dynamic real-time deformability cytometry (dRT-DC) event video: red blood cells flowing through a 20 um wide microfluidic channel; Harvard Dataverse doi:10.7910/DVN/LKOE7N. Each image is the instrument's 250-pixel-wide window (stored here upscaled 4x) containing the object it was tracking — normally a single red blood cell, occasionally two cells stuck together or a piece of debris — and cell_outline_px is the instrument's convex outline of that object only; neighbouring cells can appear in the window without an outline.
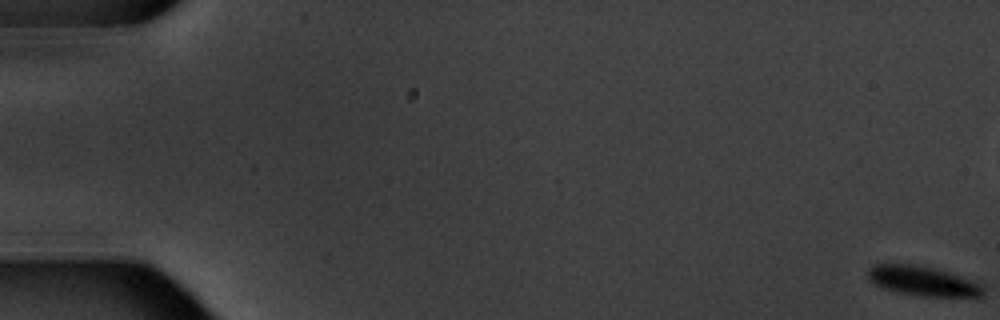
{"species": "common noctule bat (a hibernating species)", "species_latin": "Nyctalus noctula", "temperature_condition": "warm", "stored_images_in_passage": 6, "camera_frame_rate_fps": 3000, "um_per_image_px": 0.085, "animal": {"sex": "male", "body_mass_g": 20.1, "forearm_length_mm": 53.5}, "frame": {"image": 1, "passage_image": 1, "time_ms": 0.0, "image_size_px": [1000, 320], "cell_outline_px": [[984, 296], [976, 300], [916, 296], [884, 288], [868, 280], [868, 268], [872, 264], [912, 264], [932, 268], [948, 272], [980, 284], [984, 288]], "centroid_in_image_um": [78.54, 23.95], "position_along_channel_um": 6.5, "area_um2": 20.58}}